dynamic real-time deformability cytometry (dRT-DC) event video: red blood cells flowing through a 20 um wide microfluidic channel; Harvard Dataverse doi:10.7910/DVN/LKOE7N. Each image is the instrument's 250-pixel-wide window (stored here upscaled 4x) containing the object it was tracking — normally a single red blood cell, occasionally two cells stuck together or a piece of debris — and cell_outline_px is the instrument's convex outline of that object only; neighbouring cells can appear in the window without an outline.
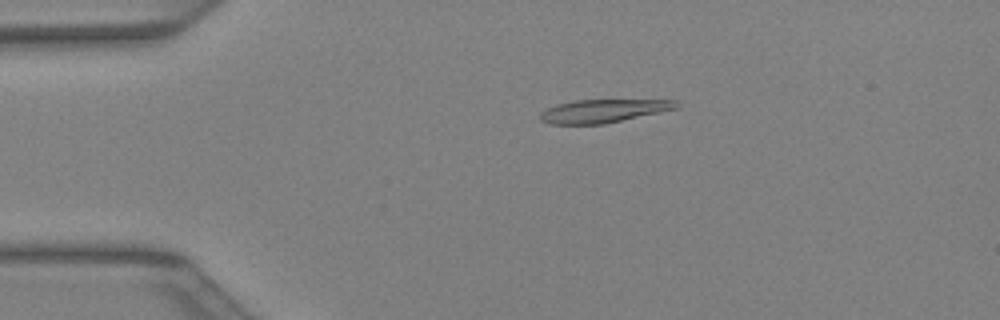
{"species": "Egyptian fruit bat (a non-hibernating species)", "species_latin": "Rousettus aegyptiacus", "temperature_condition": "warm", "stored_images_in_passage": 41, "camera_frame_rate_fps": 3000, "um_per_image_px": 0.085, "animal": {"sex": "female"}, "frame": {"image": 1, "passage_image": 9, "time_ms": 2.667, "image_size_px": [1000, 320], "cell_outline_px": [[680, 104], [676, 108], [604, 124], [548, 124], [540, 120], [540, 112], [556, 104], [576, 100], [676, 100]], "centroid_in_image_um": [51.22, 9.43], "position_along_channel_um": 33.8, "area_um2": 18.21}}
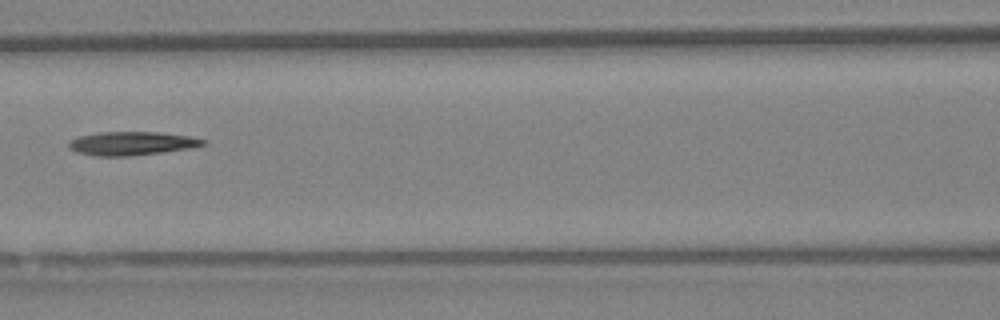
{"frame": {"image": 2, "passage_image": 19, "time_ms": 6.0, "image_size_px": [1000, 320], "cell_outline_px": [[208, 144], [192, 148], [164, 152], [128, 156], [96, 156], [76, 152], [68, 148], [68, 140], [80, 136], [100, 132], [160, 132], [188, 136], [208, 140]], "centroid_in_image_um": [11.22, 12.19], "position_along_channel_um": 155.4, "area_um2": 18.67}}
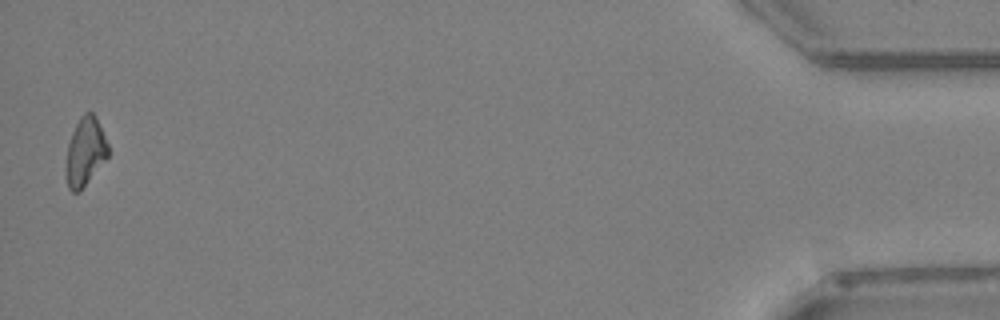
{"frame": {"image": 3, "passage_image": 41, "time_ms": 13.333, "image_size_px": [1000, 320], "cell_outline_px": [[108, 156], [80, 192], [72, 192], [68, 188], [64, 168], [68, 144], [72, 132], [80, 116], [84, 112], [92, 112], [96, 116], [108, 144]], "centroid_in_image_um": [7.21, 12.91], "position_along_channel_um": 428.0, "area_um2": 16.94}}